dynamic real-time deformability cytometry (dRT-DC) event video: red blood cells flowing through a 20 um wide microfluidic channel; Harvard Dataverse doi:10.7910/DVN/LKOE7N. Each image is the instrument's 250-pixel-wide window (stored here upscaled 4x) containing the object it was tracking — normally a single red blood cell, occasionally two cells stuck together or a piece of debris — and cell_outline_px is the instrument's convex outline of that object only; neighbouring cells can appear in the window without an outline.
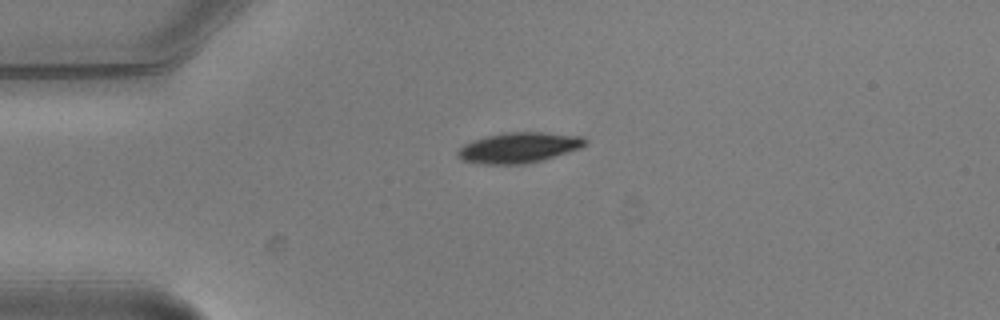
{"species": "common noctule bat (a hibernating species)", "species_latin": "Nyctalus noctula", "temperature_condition": "warm", "stored_images_in_passage": 2, "camera_frame_rate_fps": 3000, "um_per_image_px": 0.085, "animal": {"sex": "male", "body_mass_g": 20.5, "forearm_length_mm": 52.5}, "frame": {"image": 1, "passage_image": 1, "time_ms": 0.0, "image_size_px": [1000, 320], "cell_outline_px": [[588, 140], [580, 148], [540, 160], [524, 164], [484, 164], [460, 160], [456, 156], [456, 152], [464, 144], [472, 140], [484, 136], [508, 132], [540, 132], [584, 136]], "centroid_in_image_um": [44.05, 12.54], "position_along_channel_um": 41.0, "area_um2": 22.54}}